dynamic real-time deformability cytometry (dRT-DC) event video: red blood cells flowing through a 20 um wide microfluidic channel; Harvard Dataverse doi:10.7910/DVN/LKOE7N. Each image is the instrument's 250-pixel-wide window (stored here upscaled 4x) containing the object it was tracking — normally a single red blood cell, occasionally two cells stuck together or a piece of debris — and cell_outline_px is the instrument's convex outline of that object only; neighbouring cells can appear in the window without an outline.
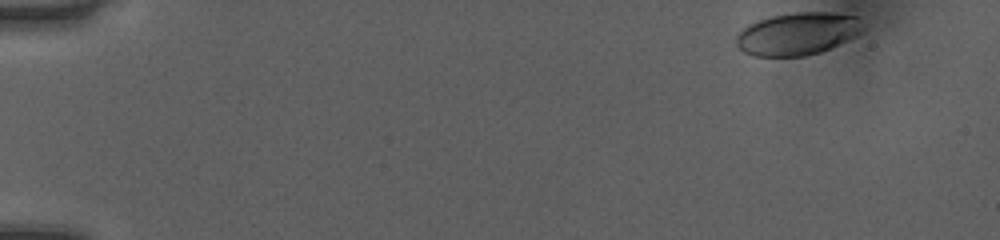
{"species": "human", "species_latin": "Homo sapiens", "temperature_condition": "room temperature", "stored_images_in_passage": 48, "camera_frame_rate_fps": 3000, "um_per_image_px": 0.085, "donor": {"sex": "female"}, "frame": {"image": 1, "passage_image": 1, "time_ms": 0.0, "image_size_px": [1000, 240], "cell_outline_px": [[868, 28], [864, 32], [848, 40], [820, 52], [804, 56], [752, 56], [744, 52], [736, 44], [736, 36], [748, 24], [772, 16], [796, 12], [828, 12], [856, 16]], "centroid_in_image_um": [67.85, 2.87], "position_along_channel_um": 17.2, "area_um2": 31.5}}
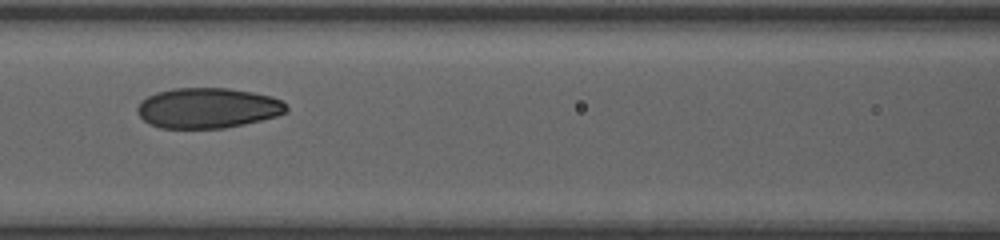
{"frame": {"image": 2, "passage_image": 21, "time_ms": 6.667, "image_size_px": [1000, 240], "cell_outline_px": [[288, 108], [284, 112], [276, 116], [244, 124], [224, 128], [160, 128], [148, 124], [136, 112], [136, 108], [140, 100], [156, 92], [172, 88], [228, 88], [252, 92], [272, 96], [280, 100]], "centroid_in_image_um": [17.59, 9.18], "position_along_channel_um": 149.0, "area_um2": 35.08}}
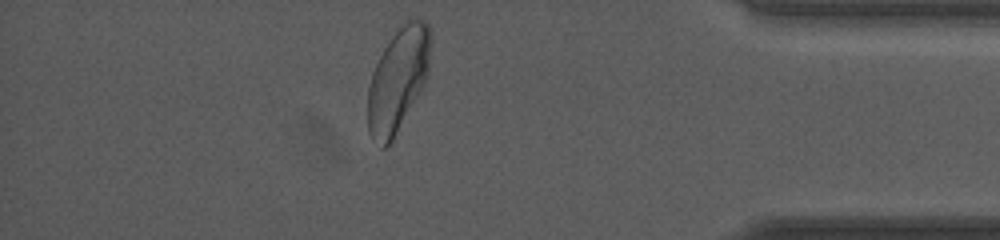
{"frame": {"image": 3, "passage_image": 42, "time_ms": 13.667, "image_size_px": [1000, 240], "cell_outline_px": [[432, 40], [428, 76], [420, 92], [392, 140], [384, 148], [380, 148], [372, 140], [368, 132], [368, 88], [372, 72], [396, 24], [408, 16], [416, 16], [424, 20], [428, 24], [432, 36]], "centroid_in_image_um": [33.85, 6.65], "position_along_channel_um": 401.3, "area_um2": 39.02}, "authors_computed_cell_mechanics": {"area_um2": 35.0557, "velocity_mm_per_s": 4.0332, "shape_relaxation_time_tau1_ms": 3.0147, "shape_relaxation_time_tau2_ms": 0.8507, "deformation_change_tau1": 0.1379, "deformation_change_tau2": 0.052}}